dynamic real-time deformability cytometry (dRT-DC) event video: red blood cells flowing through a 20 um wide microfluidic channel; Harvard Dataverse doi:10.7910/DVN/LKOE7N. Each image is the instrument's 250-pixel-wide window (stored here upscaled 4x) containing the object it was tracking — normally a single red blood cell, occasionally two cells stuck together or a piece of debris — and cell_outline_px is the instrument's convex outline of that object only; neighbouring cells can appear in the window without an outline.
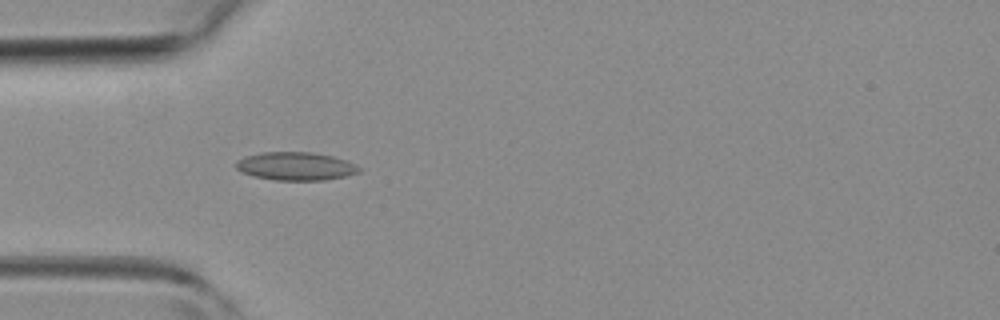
{"species": "common noctule bat (a hibernating species)", "species_latin": "Nyctalus noctula", "temperature_condition": "room temperature", "stored_images_in_passage": 3, "camera_frame_rate_fps": 3000, "um_per_image_px": 0.085, "animal": {"sex": "female", "body_mass_g": 19.3, "forearm_length_mm": 54.1}, "frame": {"image": 1, "passage_image": 3, "time_ms": 2.333, "image_size_px": [1000, 320], "cell_outline_px": [[360, 172], [348, 176], [324, 180], [276, 180], [252, 176], [240, 172], [236, 168], [236, 160], [244, 156], [260, 152], [312, 152], [332, 156], [348, 160], [360, 168]], "centroid_in_image_um": [25.12, 14.12], "position_along_channel_um": 59.9, "area_um2": 20.46}}